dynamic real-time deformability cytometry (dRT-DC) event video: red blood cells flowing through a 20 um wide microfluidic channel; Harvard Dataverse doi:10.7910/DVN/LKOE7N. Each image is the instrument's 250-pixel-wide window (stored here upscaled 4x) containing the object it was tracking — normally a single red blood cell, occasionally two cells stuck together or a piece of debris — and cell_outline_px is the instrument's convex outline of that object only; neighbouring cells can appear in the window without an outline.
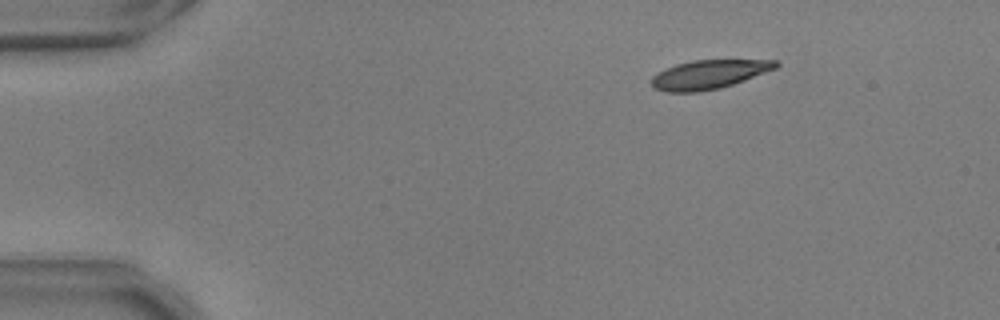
{"species": "common noctule bat (a hibernating species)", "species_latin": "Nyctalus noctula", "temperature_condition": "warm", "stored_images_in_passage": 48, "camera_frame_rate_fps": 3000, "um_per_image_px": 0.085, "animal": {"sex": "male", "body_mass_g": 17.9, "forearm_length_mm": 54.2}, "frame": {"image": 1, "passage_image": 1, "time_ms": 0.0, "image_size_px": [1000, 320], "cell_outline_px": [[780, 64], [776, 68], [744, 80], [720, 88], [700, 92], [664, 92], [652, 88], [652, 76], [676, 64], [692, 60], [776, 60]], "centroid_in_image_um": [60.24, 6.33], "position_along_channel_um": 24.8, "area_um2": 20.81}}
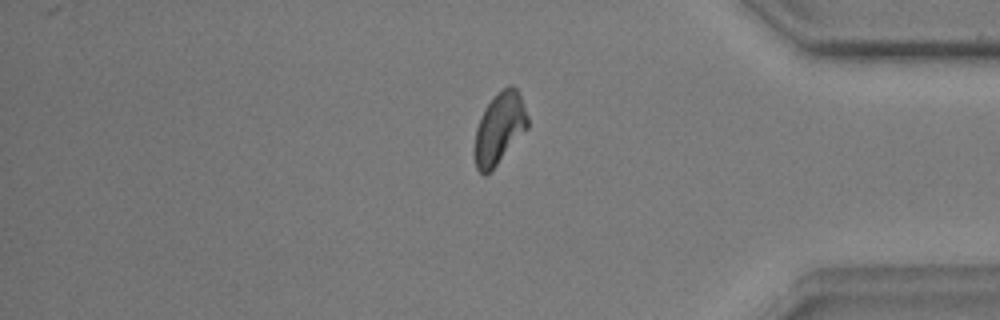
{"frame": {"image": 2, "passage_image": 39, "time_ms": 12.667, "image_size_px": [1000, 320], "cell_outline_px": [[528, 128], [496, 164], [484, 176], [476, 168], [472, 152], [472, 148], [476, 128], [480, 116], [484, 108], [508, 84], [512, 84], [516, 88], [520, 96], [528, 116]], "centroid_in_image_um": [42.41, 10.92], "position_along_channel_um": 392.8, "area_um2": 21.96}}
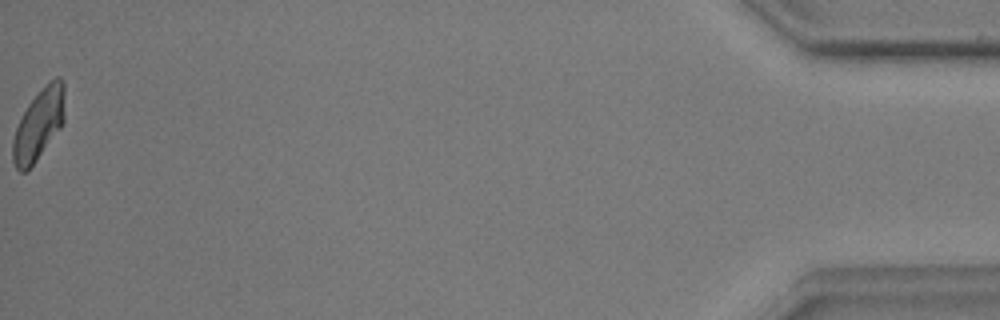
{"frame": {"image": 3, "passage_image": 48, "time_ms": 15.667, "image_size_px": [1000, 320], "cell_outline_px": [[64, 120], [60, 128], [28, 172], [20, 172], [16, 168], [12, 160], [12, 140], [16, 128], [28, 104], [56, 76], [60, 76], [64, 84]], "centroid_in_image_um": [3.28, 10.64], "position_along_channel_um": 431.9, "area_um2": 21.21}, "authors_computed_cell_mechanics": {"area_um2": 21.8484, "velocity_mm_per_s": 3.6995, "shape_relaxation_time_tau1_ms": null, "shape_relaxation_time_tau2_ms": 1.8817, "deformation_change_tau1": null, "deformation_change_tau2": 0.0806}}